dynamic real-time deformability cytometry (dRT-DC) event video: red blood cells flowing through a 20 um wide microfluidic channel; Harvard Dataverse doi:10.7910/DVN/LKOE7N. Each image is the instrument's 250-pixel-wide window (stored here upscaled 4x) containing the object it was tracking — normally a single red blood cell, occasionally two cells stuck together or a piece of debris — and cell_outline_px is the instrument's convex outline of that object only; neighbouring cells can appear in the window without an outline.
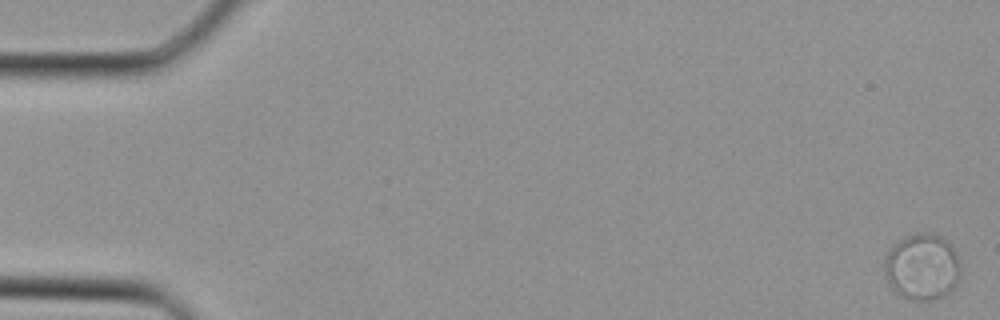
{"species": "Egyptian fruit bat (a non-hibernating species)", "species_latin": "Rousettus aegyptiacus", "temperature_condition": "cold", "stored_images_in_passage": 38, "camera_frame_rate_fps": 3000, "um_per_image_px": 0.085, "animal": {"sex": "female"}, "frame": {"image": 1, "passage_image": 1, "time_ms": 0.0, "image_size_px": [1000, 320], "cell_outline_px": [[960, 280], [948, 292], [940, 296], [928, 300], [912, 300], [896, 292], [892, 288], [888, 280], [884, 268], [884, 264], [888, 252], [900, 240], [908, 236], [928, 232], [940, 236], [948, 240], [952, 244], [956, 252], [960, 264]], "centroid_in_image_um": [78.43, 22.67], "position_along_channel_um": 6.6, "area_um2": 29.02}}
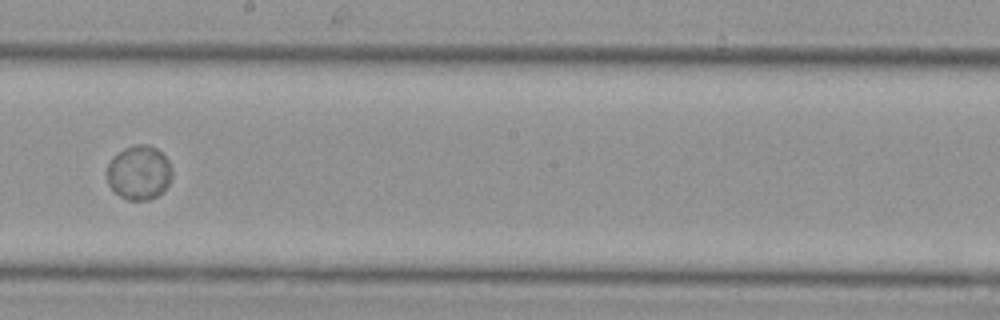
{"frame": {"image": 2, "passage_image": 22, "time_ms": 7.0, "image_size_px": [1000, 320], "cell_outline_px": [[172, 176], [168, 184], [156, 196], [148, 200], [128, 200], [120, 196], [108, 184], [108, 164], [112, 156], [124, 148], [136, 144], [148, 144], [156, 148], [168, 160], [172, 168]], "centroid_in_image_um": [11.81, 14.65], "position_along_channel_um": 236.4, "area_um2": 20.46}}
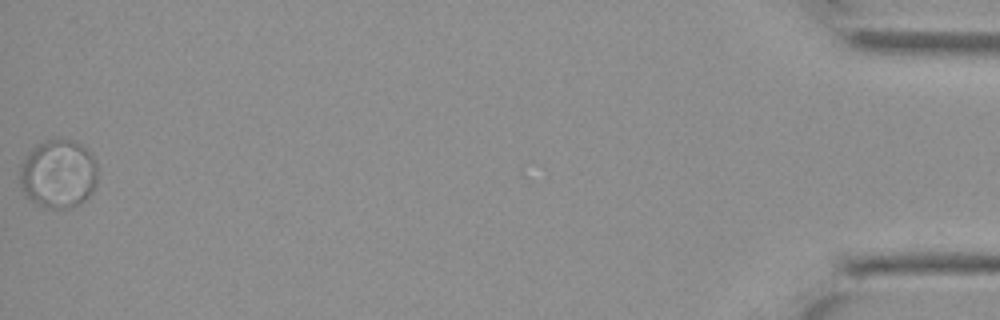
{"frame": {"image": 3, "passage_image": 38, "time_ms": 12.333, "image_size_px": [1000, 320], "cell_outline_px": [[96, 184], [92, 192], [80, 204], [68, 208], [44, 208], [36, 204], [20, 188], [20, 164], [32, 148], [48, 140], [72, 140], [80, 144], [96, 160]], "centroid_in_image_um": [4.95, 14.81], "position_along_channel_um": 430.3, "area_um2": 30.87}}